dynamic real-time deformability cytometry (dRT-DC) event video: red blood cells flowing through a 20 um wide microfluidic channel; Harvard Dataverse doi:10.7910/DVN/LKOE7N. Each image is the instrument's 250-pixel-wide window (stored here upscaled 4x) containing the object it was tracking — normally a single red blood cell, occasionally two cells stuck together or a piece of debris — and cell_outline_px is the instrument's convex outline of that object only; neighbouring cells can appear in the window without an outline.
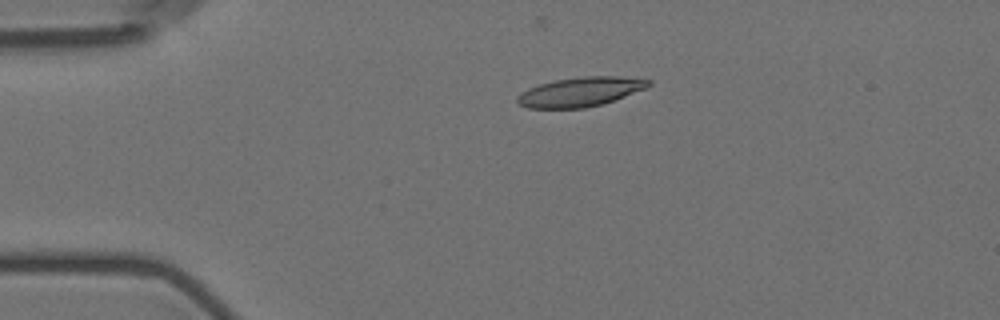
{"species": "Egyptian fruit bat (a non-hibernating species)", "species_latin": "Rousettus aegyptiacus", "temperature_condition": "room temperature", "stored_images_in_passage": 3, "camera_frame_rate_fps": 3000, "um_per_image_px": 0.085, "animal": {"sex": "female"}, "frame": {"image": 1, "passage_image": 1, "time_ms": 0.0, "image_size_px": [1000, 320], "cell_outline_px": [[652, 84], [648, 88], [604, 104], [584, 108], [528, 108], [516, 104], [516, 96], [528, 88], [552, 80], [584, 76], [620, 76], [652, 80]], "centroid_in_image_um": [49.34, 7.8], "position_along_channel_um": 35.7, "area_um2": 22.83}}
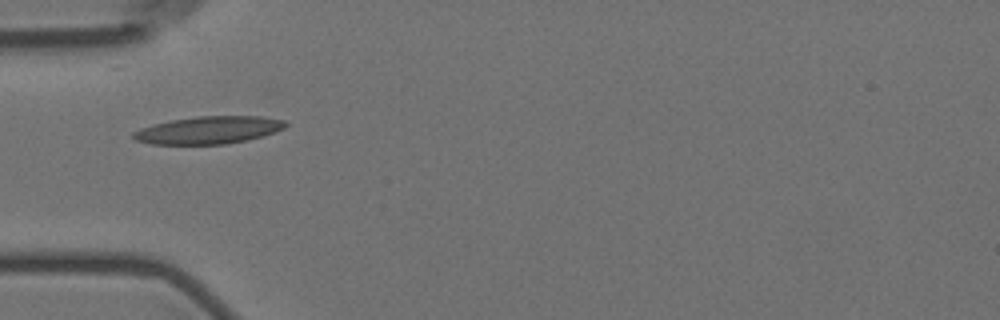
{"frame": {"image": 2, "passage_image": 3, "time_ms": 2.0, "image_size_px": [1000, 320], "cell_outline_px": [[288, 124], [284, 128], [260, 136], [244, 140], [224, 144], [152, 144], [136, 140], [132, 136], [132, 132], [140, 128], [152, 124], [172, 120], [196, 116], [260, 116], [284, 120]], "centroid_in_image_um": [17.68, 11.05], "position_along_channel_um": 67.3, "area_um2": 24.16}}